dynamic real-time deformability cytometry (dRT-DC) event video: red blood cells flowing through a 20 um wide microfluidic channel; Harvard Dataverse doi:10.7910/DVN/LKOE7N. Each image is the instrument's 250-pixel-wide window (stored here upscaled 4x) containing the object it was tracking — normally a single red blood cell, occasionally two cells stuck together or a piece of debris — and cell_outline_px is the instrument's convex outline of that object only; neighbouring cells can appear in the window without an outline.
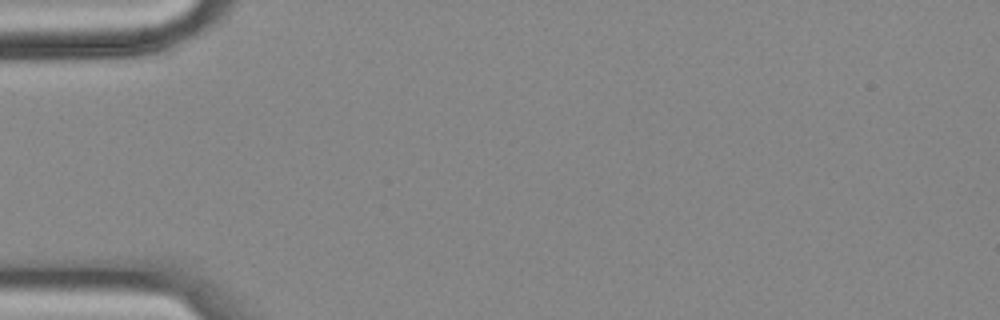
{"species": "common noctule bat (a hibernating species)", "species_latin": "Nyctalus noctula", "temperature_condition": "cold", "stored_images_in_passage": 2, "camera_frame_rate_fps": 3000, "um_per_image_px": 0.085, "animal": {"sex": "female", "body_mass_g": 18.4}, "frame": {"image": 1, "passage_image": 1, "time_ms": 0.0, "image_size_px": [1000, 320], "cell_outline_px": [[108, 36], [96, 44], [60, 52], [32, 52], [12, 44], [24, 32], [40, 28], [108, 28]], "centroid_in_image_um": [5.09, 3.31], "position_along_channel_um": 79.9, "area_um2": 12.89}}